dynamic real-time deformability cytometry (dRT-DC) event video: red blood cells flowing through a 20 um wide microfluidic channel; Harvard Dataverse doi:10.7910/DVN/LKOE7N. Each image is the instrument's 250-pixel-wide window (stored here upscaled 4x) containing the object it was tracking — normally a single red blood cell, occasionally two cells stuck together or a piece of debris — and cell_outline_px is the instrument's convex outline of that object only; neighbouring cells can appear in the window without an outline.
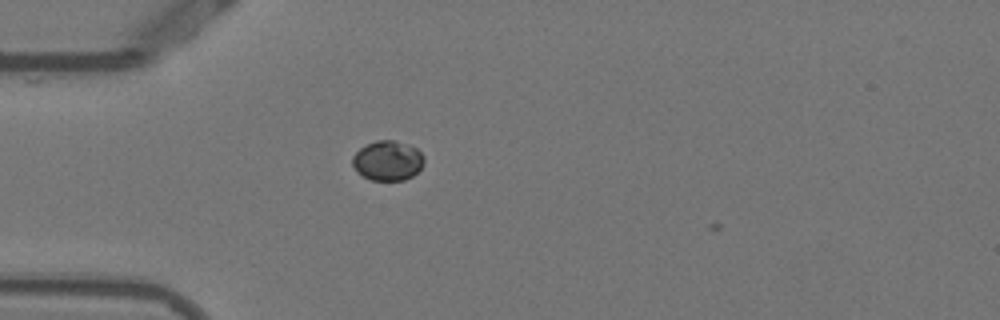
{"species": "Egyptian fruit bat (a non-hibernating species)", "species_latin": "Rousettus aegyptiacus", "temperature_condition": "warm", "stored_images_in_passage": 4, "camera_frame_rate_fps": 3000, "um_per_image_px": 0.085, "animal": {"sex": "female"}, "frame": {"image": 1, "passage_image": 2, "time_ms": 0.333, "image_size_px": [1000, 320], "cell_outline_px": [[424, 164], [412, 176], [404, 180], [372, 180], [364, 176], [352, 164], [352, 156], [360, 148], [376, 140], [392, 140], [416, 148], [424, 156]], "centroid_in_image_um": [32.96, 13.65], "position_along_channel_um": 52.0, "area_um2": 16.3}}